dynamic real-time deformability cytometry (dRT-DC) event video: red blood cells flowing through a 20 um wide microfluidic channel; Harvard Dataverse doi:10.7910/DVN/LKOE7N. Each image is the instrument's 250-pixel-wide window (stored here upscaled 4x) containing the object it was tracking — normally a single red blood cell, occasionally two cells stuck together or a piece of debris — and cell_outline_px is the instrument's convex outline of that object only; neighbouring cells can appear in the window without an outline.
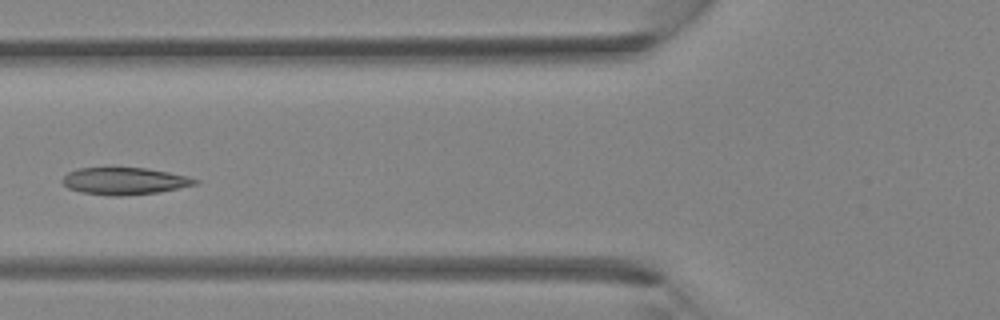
{"species": "Egyptian fruit bat (a non-hibernating species)", "species_latin": "Rousettus aegyptiacus", "temperature_condition": "room temperature", "stored_images_in_passage": 5, "camera_frame_rate_fps": 3000, "um_per_image_px": 0.085, "animal": {"sex": "female"}, "frame": {"image": 1, "passage_image": 5, "time_ms": 4.333, "image_size_px": [1000, 320], "cell_outline_px": [[200, 180], [196, 184], [160, 192], [120, 196], [108, 196], [80, 192], [68, 188], [60, 180], [68, 172], [76, 168], [148, 168], [188, 176]], "centroid_in_image_um": [10.56, 15.39], "position_along_channel_um": 115.2, "area_um2": 21.04}}